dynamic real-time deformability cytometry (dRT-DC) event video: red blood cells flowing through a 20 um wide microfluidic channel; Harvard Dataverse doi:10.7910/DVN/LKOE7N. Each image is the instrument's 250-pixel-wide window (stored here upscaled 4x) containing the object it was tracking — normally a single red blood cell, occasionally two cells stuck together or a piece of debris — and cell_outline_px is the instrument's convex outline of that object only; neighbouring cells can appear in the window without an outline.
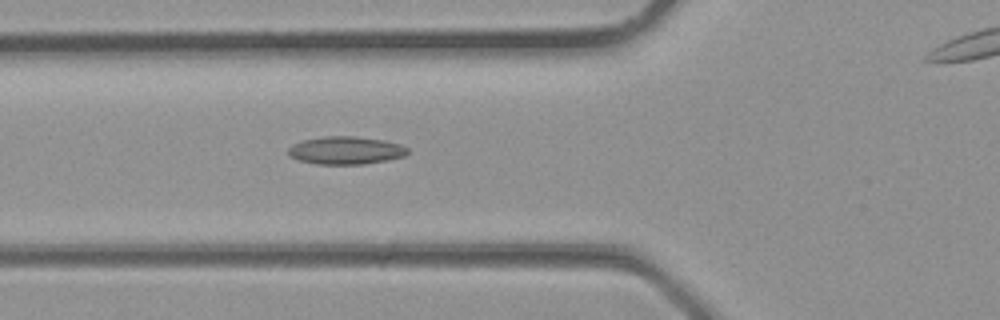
{"species": "common noctule bat (a hibernating species)", "species_latin": "Nyctalus noctula", "temperature_condition": "room temperature", "stored_images_in_passage": 25, "camera_frame_rate_fps": 3000, "um_per_image_px": 0.085, "animal": {"sex": "male", "body_mass_g": 23.1, "forearm_length_mm": 52.7}, "frame": {"image": 1, "passage_image": 3, "time_ms": 0.667, "image_size_px": [1000, 320], "cell_outline_px": [[408, 152], [404, 156], [388, 160], [364, 164], [316, 164], [296, 160], [288, 156], [288, 148], [292, 144], [300, 140], [324, 136], [356, 136], [384, 140], [400, 144], [408, 148]], "centroid_in_image_um": [29.34, 12.78], "position_along_channel_um": 96.5, "area_um2": 19.65}}
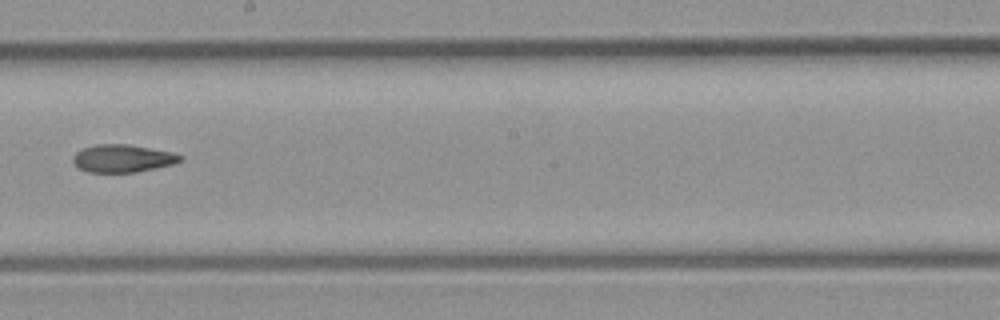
{"frame": {"image": 2, "passage_image": 10, "time_ms": 3.0, "image_size_px": [1000, 320], "cell_outline_px": [[184, 160], [176, 164], [136, 172], [88, 172], [76, 168], [72, 164], [72, 156], [76, 152], [84, 148], [96, 144], [128, 144], [172, 152], [184, 156]], "centroid_in_image_um": [10.43, 13.47], "position_along_channel_um": 237.8, "area_um2": 17.63}}
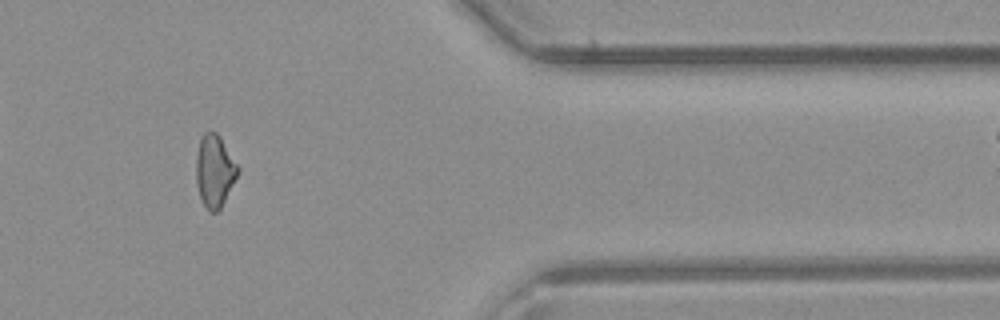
{"frame": {"image": 3, "passage_image": 19, "time_ms": 6.0, "image_size_px": [1000, 320], "cell_outline_px": [[240, 168], [220, 208], [216, 212], [208, 212], [200, 196], [196, 180], [196, 156], [200, 140], [204, 132], [216, 132], [220, 136]], "centroid_in_image_um": [18.23, 14.51], "position_along_channel_um": 393.2, "area_um2": 17.22}}